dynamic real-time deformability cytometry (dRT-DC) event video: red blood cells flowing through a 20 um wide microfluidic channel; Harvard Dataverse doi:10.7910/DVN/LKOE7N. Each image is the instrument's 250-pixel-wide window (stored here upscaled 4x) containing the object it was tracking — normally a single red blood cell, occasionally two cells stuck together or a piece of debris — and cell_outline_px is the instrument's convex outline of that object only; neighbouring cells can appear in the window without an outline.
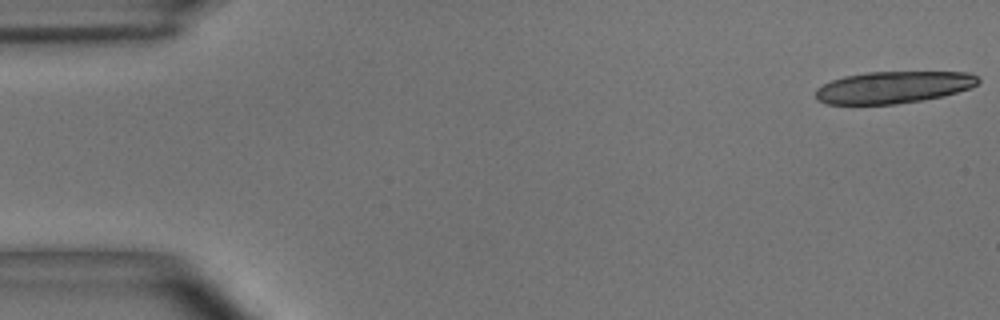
{"species": "common noctule bat (a hibernating species)", "species_latin": "Nyctalus noctula", "temperature_condition": "room temperature", "stored_images_in_passage": 9, "camera_frame_rate_fps": 3000, "um_per_image_px": 0.085, "animal": {"sex": "male", "body_mass_g": 15.6}, "frame": {"image": 1, "passage_image": 1, "time_ms": 0.0, "image_size_px": [1000, 320], "cell_outline_px": [[980, 80], [972, 88], [944, 96], [896, 104], [828, 104], [816, 100], [816, 88], [832, 80], [844, 76], [868, 72], [968, 72], [976, 76]], "centroid_in_image_um": [75.94, 7.42], "position_along_channel_um": 9.1, "area_um2": 30.23}}
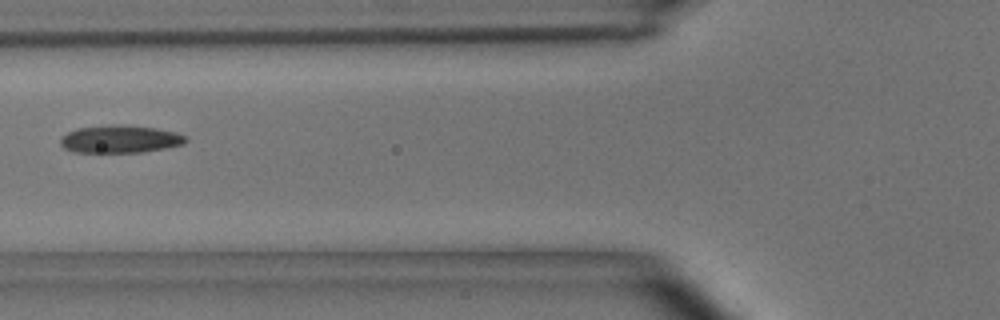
{"frame": {"image": 2, "passage_image": 6, "time_ms": 1.667, "image_size_px": [1000, 320], "cell_outline_px": [[188, 140], [184, 144], [144, 152], [76, 152], [64, 148], [60, 144], [60, 136], [76, 128], [112, 124], [128, 124], [156, 128], [176, 132], [188, 136]], "centroid_in_image_um": [10.22, 11.8], "position_along_channel_um": 115.6, "area_um2": 20.52}}